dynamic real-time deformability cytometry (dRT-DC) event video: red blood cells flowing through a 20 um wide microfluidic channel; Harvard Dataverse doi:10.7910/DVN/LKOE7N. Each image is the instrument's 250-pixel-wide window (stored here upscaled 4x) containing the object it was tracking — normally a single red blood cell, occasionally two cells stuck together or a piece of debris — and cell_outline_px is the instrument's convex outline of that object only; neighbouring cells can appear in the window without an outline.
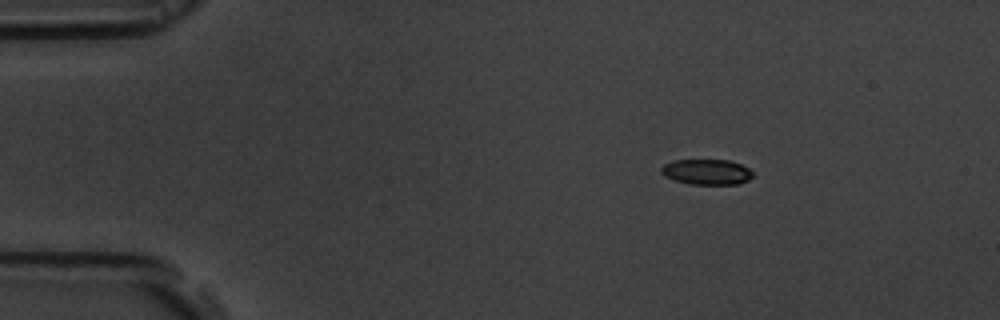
{"species": "common noctule bat (a hibernating species)", "species_latin": "Nyctalus noctula", "temperature_condition": "room temperature", "stored_images_in_passage": 6, "camera_frame_rate_fps": 3000, "um_per_image_px": 0.085, "animal": {"sex": "male", "body_mass_g": 19.5, "forearm_length_mm": 54.6}, "frame": {"image": 1, "passage_image": 2, "time_ms": 1.0, "image_size_px": [1000, 320], "cell_outline_px": [[752, 176], [748, 180], [736, 184], [688, 184], [664, 176], [660, 172], [660, 168], [664, 164], [672, 160], [728, 160], [740, 164], [748, 168], [752, 172]], "centroid_in_image_um": [60.03, 14.61], "position_along_channel_um": 25.0, "area_um2": 13.53}}
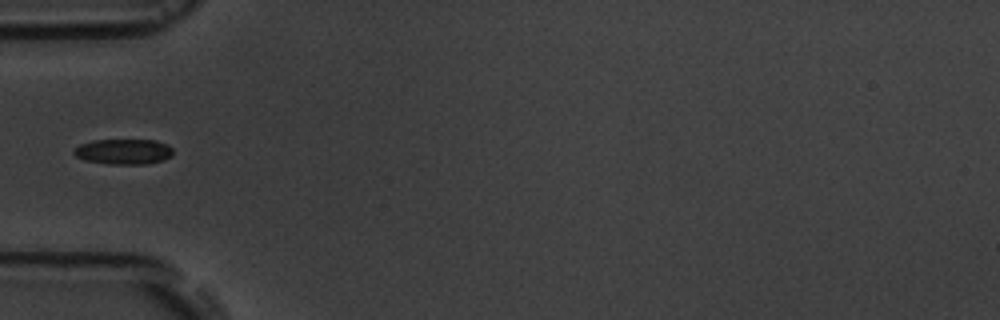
{"frame": {"image": 2, "passage_image": 5, "time_ms": 4.333, "image_size_px": [1000, 320], "cell_outline_px": [[172, 156], [164, 160], [148, 164], [108, 164], [84, 160], [76, 156], [72, 152], [80, 144], [92, 140], [156, 140], [168, 144], [172, 148]], "centroid_in_image_um": [10.52, 12.89], "position_along_channel_um": 74.5, "area_um2": 14.8}}
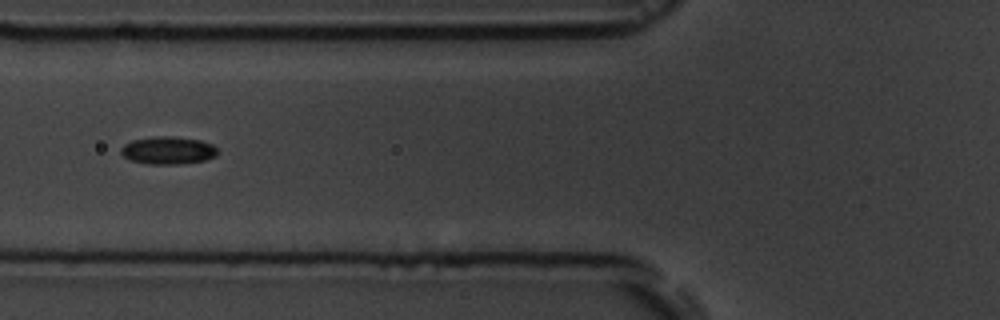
{"frame": {"image": 3, "passage_image": 6, "time_ms": 5.333, "image_size_px": [1000, 320], "cell_outline_px": [[216, 156], [204, 160], [180, 164], [148, 164], [128, 160], [120, 152], [120, 148], [124, 144], [132, 140], [152, 136], [172, 136], [200, 140], [212, 144], [216, 148]], "centroid_in_image_um": [14.23, 12.78], "position_along_channel_um": 111.6, "area_um2": 15.66}}